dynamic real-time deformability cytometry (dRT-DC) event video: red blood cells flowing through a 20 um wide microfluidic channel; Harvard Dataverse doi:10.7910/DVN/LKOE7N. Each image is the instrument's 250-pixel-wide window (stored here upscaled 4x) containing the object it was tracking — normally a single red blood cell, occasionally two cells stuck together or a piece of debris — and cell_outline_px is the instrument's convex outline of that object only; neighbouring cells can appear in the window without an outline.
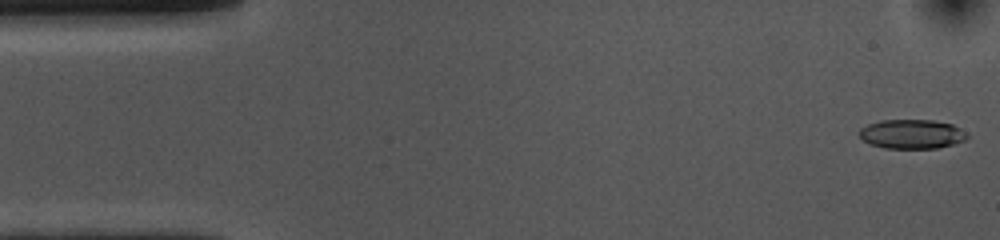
{"species": "common noctule bat (a hibernating species)", "species_latin": "Nyctalus noctula", "temperature_condition": "cold", "stored_images_in_passage": 55, "camera_frame_rate_fps": 3000, "um_per_image_px": 0.085, "animal": {"sex": "female", "body_mass_g": 10.0, "forearm_length_mm": 53.1}, "frame": {"image": 1, "passage_image": 1, "time_ms": 0.0, "image_size_px": [1000, 240], "cell_outline_px": [[968, 136], [964, 140], [952, 144], [936, 148], [884, 148], [872, 144], [864, 140], [860, 136], [860, 128], [868, 124], [880, 120], [932, 120], [952, 124], [960, 128]], "centroid_in_image_um": [77.49, 11.39], "position_along_channel_um": 7.5, "area_um2": 18.15}}
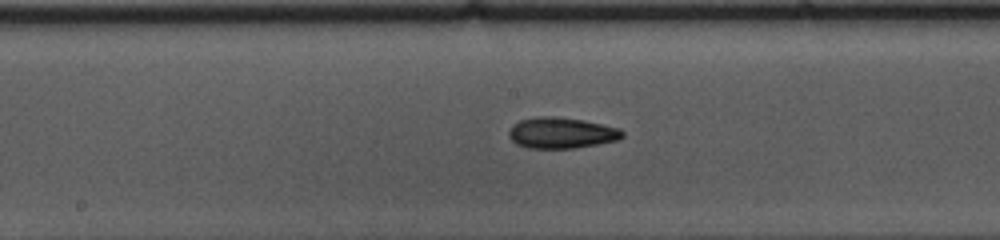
{"frame": {"image": 2, "passage_image": 26, "time_ms": 8.333, "image_size_px": [1000, 240], "cell_outline_px": [[624, 136], [616, 140], [596, 144], [572, 148], [528, 148], [516, 144], [508, 136], [508, 132], [512, 124], [520, 120], [540, 116], [552, 116], [584, 120], [620, 128], [624, 132]], "centroid_in_image_um": [47.69, 11.29], "position_along_channel_um": 200.5, "area_um2": 20.46}}
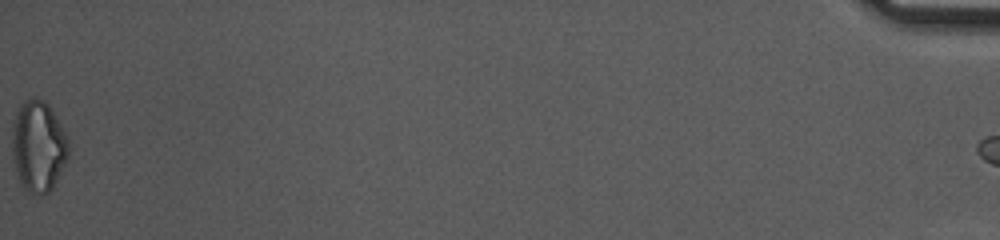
{"frame": {"image": 3, "passage_image": 54, "time_ms": 17.667, "image_size_px": [1000, 240], "cell_outline_px": [[68, 160], [52, 188], [48, 192], [40, 196], [28, 192], [20, 184], [16, 172], [12, 156], [12, 120], [16, 108], [24, 100], [32, 96], [36, 96], [44, 100], [48, 104], [68, 136]], "centroid_in_image_um": [3.24, 12.4], "position_along_channel_um": 432.0, "area_um2": 30.69}, "authors_computed_cell_mechanics": {"area_um2": 19.652, "velocity_mm_per_s": 3.628, "shape_relaxation_time_tau1_ms": 3.971, "shape_relaxation_time_tau2_ms": null, "deformation_change_tau1": 0.1481, "deformation_change_tau2": null}}